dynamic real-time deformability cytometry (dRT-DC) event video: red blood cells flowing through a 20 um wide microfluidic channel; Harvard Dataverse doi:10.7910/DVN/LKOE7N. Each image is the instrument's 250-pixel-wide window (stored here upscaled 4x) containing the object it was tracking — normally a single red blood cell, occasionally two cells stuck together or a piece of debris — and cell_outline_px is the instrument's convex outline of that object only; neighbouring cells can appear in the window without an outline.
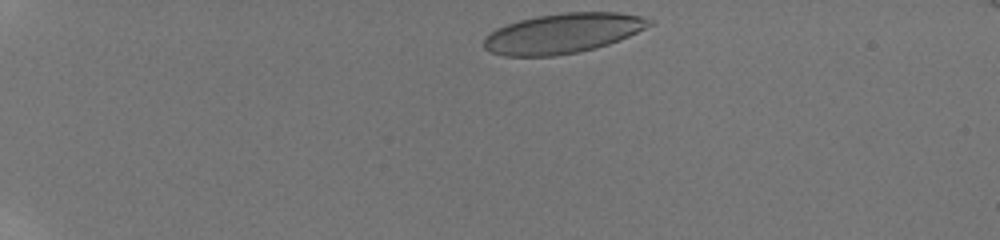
{"species": "human", "species_latin": "Homo sapiens", "temperature_condition": "room temperature", "stored_images_in_passage": 8, "camera_frame_rate_fps": 3000, "um_per_image_px": 0.085, "donor": {"sex": "male"}, "frame": {"image": 1, "passage_image": 1, "time_ms": 0.0, "image_size_px": [1000, 240], "cell_outline_px": [[652, 24], [628, 36], [608, 44], [596, 48], [576, 52], [552, 56], [504, 56], [492, 52], [484, 48], [484, 36], [496, 28], [520, 20], [536, 16], [564, 12], [620, 12], [640, 16], [652, 20]], "centroid_in_image_um": [47.81, 2.83], "position_along_channel_um": 37.2, "area_um2": 38.26}}
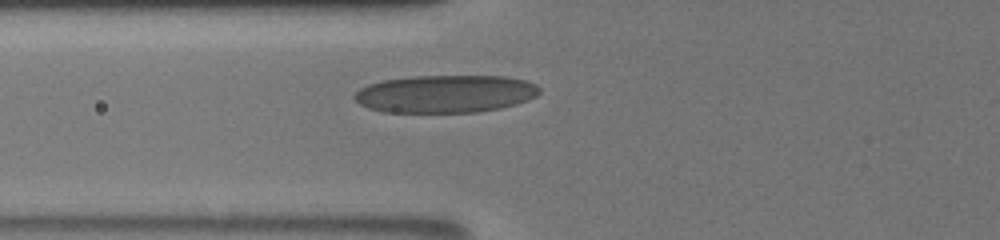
{"frame": {"image": 2, "passage_image": 8, "time_ms": 3.667, "image_size_px": [1000, 240], "cell_outline_px": [[540, 92], [536, 96], [528, 100], [516, 104], [500, 108], [476, 112], [384, 112], [368, 108], [360, 104], [352, 96], [360, 88], [368, 84], [380, 80], [412, 76], [504, 76], [524, 80], [536, 84], [540, 88]], "centroid_in_image_um": [37.84, 7.97], "position_along_channel_um": 88.0, "area_um2": 40.81}}